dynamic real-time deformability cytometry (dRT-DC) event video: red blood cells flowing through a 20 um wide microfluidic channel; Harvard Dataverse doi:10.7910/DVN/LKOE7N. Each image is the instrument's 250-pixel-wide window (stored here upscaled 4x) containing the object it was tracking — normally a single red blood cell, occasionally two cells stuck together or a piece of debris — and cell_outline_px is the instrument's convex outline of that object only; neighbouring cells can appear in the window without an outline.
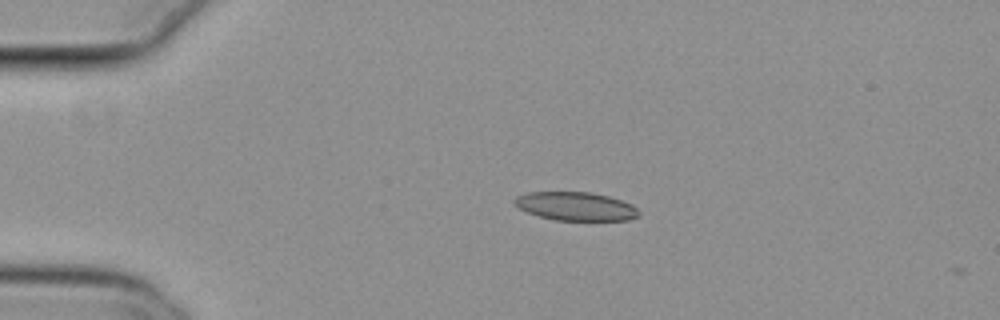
{"species": "common noctule bat (a hibernating species)", "species_latin": "Nyctalus noctula", "temperature_condition": "cold", "stored_images_in_passage": 3, "camera_frame_rate_fps": 3000, "um_per_image_px": 0.085, "animal": {"sex": "female", "body_mass_g": 29.2, "forearm_length_mm": 56.3}, "frame": {"image": 1, "passage_image": 1, "time_ms": 0.0, "image_size_px": [1000, 320], "cell_outline_px": [[640, 216], [628, 220], [556, 220], [540, 216], [516, 208], [512, 204], [512, 200], [516, 196], [528, 192], [592, 192], [608, 196], [632, 204], [640, 212]], "centroid_in_image_um": [48.9, 17.53], "position_along_channel_um": 36.1, "area_um2": 20.81}}